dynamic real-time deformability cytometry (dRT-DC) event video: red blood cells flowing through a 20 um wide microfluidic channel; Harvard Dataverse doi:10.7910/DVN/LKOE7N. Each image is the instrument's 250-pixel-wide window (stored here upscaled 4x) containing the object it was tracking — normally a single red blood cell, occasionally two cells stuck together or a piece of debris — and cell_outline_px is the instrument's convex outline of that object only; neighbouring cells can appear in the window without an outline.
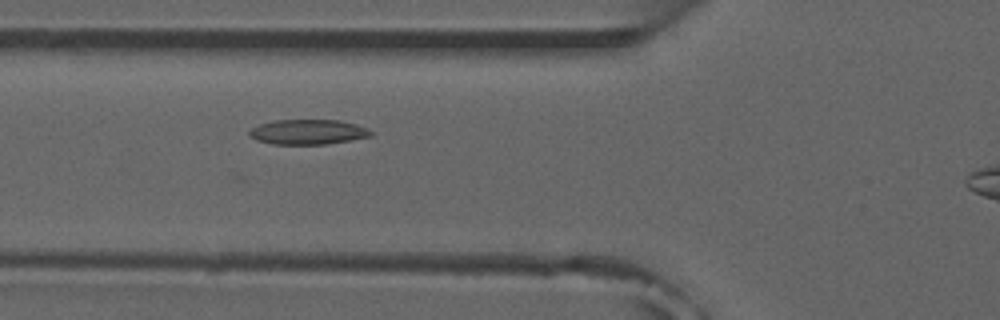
{"species": "common noctule bat (a hibernating species)", "species_latin": "Nyctalus noctula", "temperature_condition": "room temperature", "stored_images_in_passage": 47, "camera_frame_rate_fps": 3000, "um_per_image_px": 0.085, "animal": {"sex": "male", "forearm_length_mm": 52.5}, "frame": {"image": 1, "passage_image": 18, "time_ms": 5.667, "image_size_px": [1000, 320], "cell_outline_px": [[372, 136], [324, 144], [272, 144], [256, 140], [248, 136], [248, 132], [252, 128], [260, 124], [272, 120], [340, 120], [356, 124], [368, 128], [372, 132]], "centroid_in_image_um": [26.15, 11.21], "position_along_channel_um": 99.7, "area_um2": 17.69}}
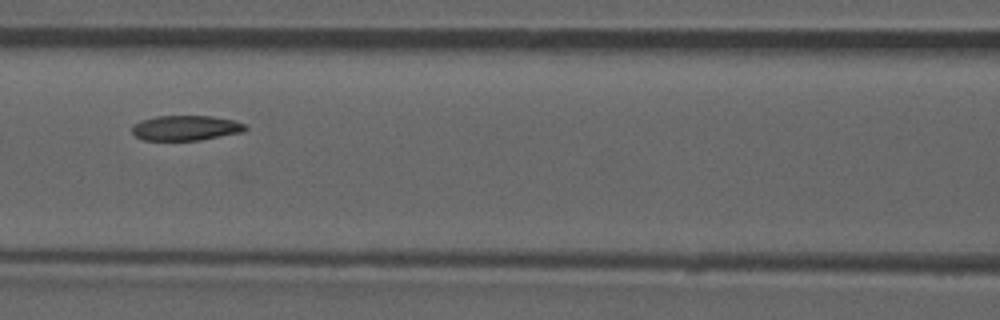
{"frame": {"image": 2, "passage_image": 22, "time_ms": 7.0, "image_size_px": [1000, 320], "cell_outline_px": [[248, 128], [240, 132], [200, 140], [144, 140], [136, 136], [132, 132], [132, 124], [140, 120], [156, 116], [212, 116], [232, 120], [248, 124]], "centroid_in_image_um": [15.77, 10.87], "position_along_channel_um": 150.8, "area_um2": 16.53}, "authors_computed_cell_mechanics": {"area_um2": 16.473, "velocity_mm_per_s": 3.8036, "shape_relaxation_time_tau1_ms": 0.7097, "shape_relaxation_time_tau2_ms": 4.9414, "deformation_change_tau1": null, "deformation_change_tau2": 0.096}}